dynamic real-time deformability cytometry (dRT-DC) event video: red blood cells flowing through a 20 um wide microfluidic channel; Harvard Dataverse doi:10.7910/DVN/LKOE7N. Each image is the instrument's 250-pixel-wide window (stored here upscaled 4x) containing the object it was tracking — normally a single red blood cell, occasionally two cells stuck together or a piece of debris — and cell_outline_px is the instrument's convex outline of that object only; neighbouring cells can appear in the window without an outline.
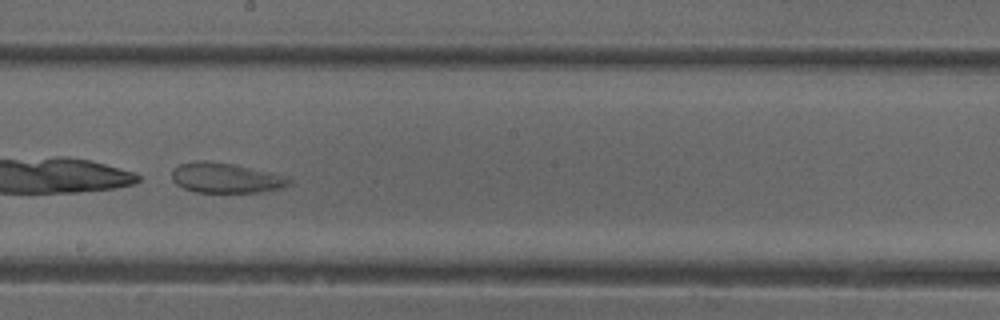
{"species": "common noctule bat (a hibernating species)", "species_latin": "Nyctalus noctula", "temperature_condition": "cold", "stored_images_in_passage": 49, "camera_frame_rate_fps": 3000, "um_per_image_px": 0.085, "animal": {"sex": "female"}, "frame": {"image": 1, "passage_image": 27, "time_ms": 8.667, "image_size_px": [1000, 320], "cell_outline_px": [[292, 180], [288, 184], [280, 188], [260, 192], [196, 192], [184, 188], [176, 184], [172, 180], [172, 168], [180, 164], [196, 160], [208, 160], [236, 164], [272, 172], [288, 176]], "centroid_in_image_um": [19.18, 15.1], "position_along_channel_um": 229.0, "area_um2": 20.81}}